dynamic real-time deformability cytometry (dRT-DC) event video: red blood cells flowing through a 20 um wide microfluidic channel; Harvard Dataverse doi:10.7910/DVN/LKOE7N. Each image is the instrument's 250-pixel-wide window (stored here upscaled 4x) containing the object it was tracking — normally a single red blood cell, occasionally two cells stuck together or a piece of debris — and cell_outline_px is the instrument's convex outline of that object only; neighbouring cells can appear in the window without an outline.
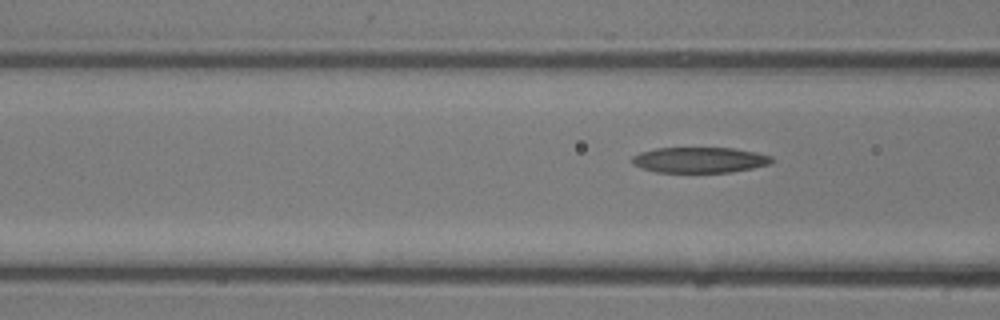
{"species": "common noctule bat (a hibernating species)", "species_latin": "Nyctalus noctula", "temperature_condition": "room temperature", "stored_images_in_passage": 4, "camera_frame_rate_fps": 3000, "um_per_image_px": 0.085, "animal": {"sex": "male", "body_mass_g": 13.3}, "frame": {"image": 1, "passage_image": 4, "time_ms": 1.0, "image_size_px": [1000, 320], "cell_outline_px": [[772, 164], [732, 172], [656, 172], [640, 168], [632, 164], [632, 156], [640, 152], [656, 148], [732, 148], [756, 152], [772, 156]], "centroid_in_image_um": [59.46, 13.6], "position_along_channel_um": 107.1, "area_um2": 20.92}}